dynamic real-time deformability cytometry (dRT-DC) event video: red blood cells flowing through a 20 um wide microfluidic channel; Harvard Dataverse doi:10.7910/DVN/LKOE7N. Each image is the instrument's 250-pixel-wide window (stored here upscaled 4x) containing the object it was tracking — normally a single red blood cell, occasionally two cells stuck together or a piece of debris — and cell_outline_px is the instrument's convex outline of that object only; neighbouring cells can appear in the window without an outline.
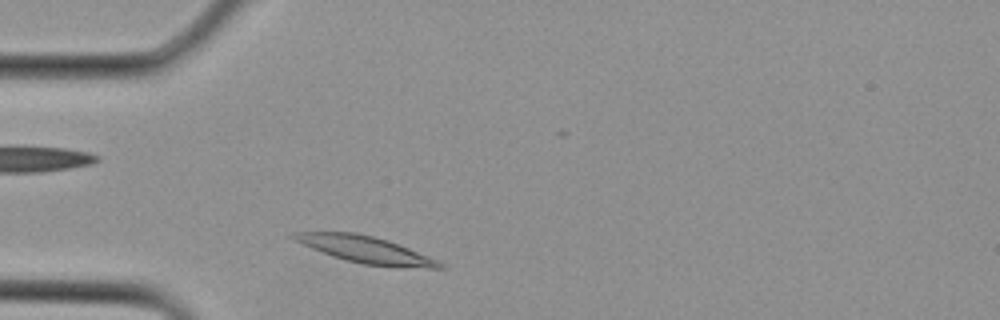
{"species": "Egyptian fruit bat (a non-hibernating species)", "species_latin": "Rousettus aegyptiacus", "temperature_condition": "cold", "stored_images_in_passage": 24, "segment_of_instrument_passage": [1, 2], "camera_frame_rate_fps": 3000, "um_per_image_px": 0.085, "animal": {"sex": "female"}, "frame": {"image": 1, "passage_image": 1, "time_ms": 0.0, "image_size_px": [1000, 320], "cell_outline_px": [[448, 268], [396, 268], [364, 264], [332, 256], [292, 240], [288, 236], [292, 232], [352, 232], [372, 236], [388, 240], [440, 260]], "centroid_in_image_um": [31.12, 21.23], "position_along_channel_um": 53.9, "area_um2": 23.0}}
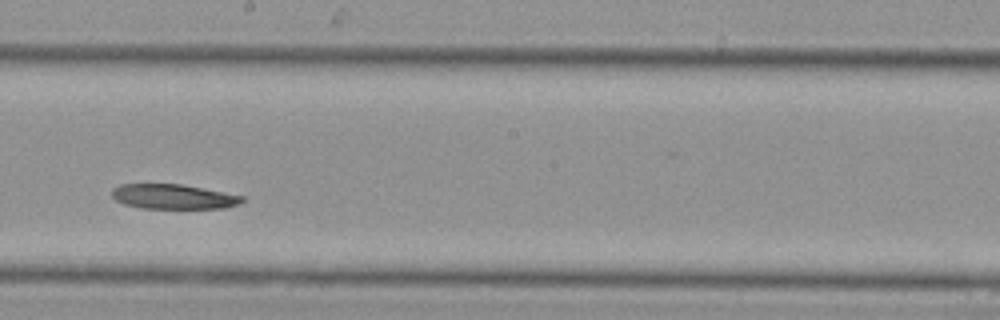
{"frame": {"image": 2, "passage_image": 10, "time_ms": 3.0, "image_size_px": [1000, 320], "cell_outline_px": [[244, 200], [240, 204], [224, 208], [140, 208], [124, 204], [116, 200], [112, 196], [112, 188], [120, 184], [180, 184], [244, 196]], "centroid_in_image_um": [14.72, 16.71], "position_along_channel_um": 233.5, "area_um2": 18.73}}
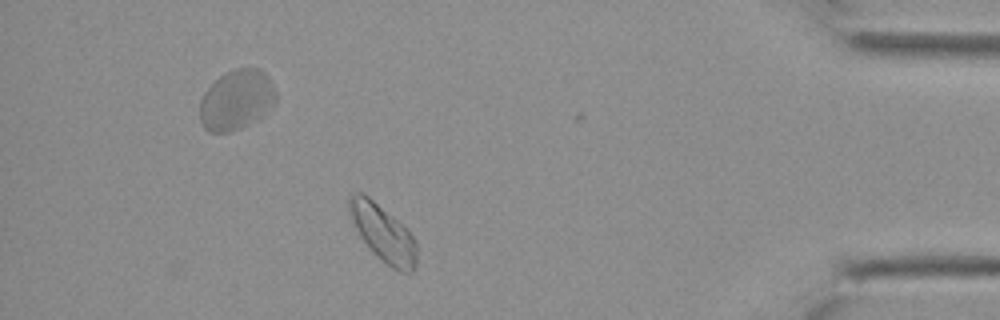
{"frame": {"image": 3, "passage_image": 20, "time_ms": 6.333, "image_size_px": [1000, 320], "cell_outline_px": [[416, 268], [412, 272], [400, 272], [392, 268], [372, 252], [360, 236], [348, 216], [348, 196], [356, 192], [360, 192], [368, 196], [392, 216], [416, 240]], "centroid_in_image_um": [32.52, 19.82], "position_along_channel_um": 402.7, "area_um2": 22.08}}